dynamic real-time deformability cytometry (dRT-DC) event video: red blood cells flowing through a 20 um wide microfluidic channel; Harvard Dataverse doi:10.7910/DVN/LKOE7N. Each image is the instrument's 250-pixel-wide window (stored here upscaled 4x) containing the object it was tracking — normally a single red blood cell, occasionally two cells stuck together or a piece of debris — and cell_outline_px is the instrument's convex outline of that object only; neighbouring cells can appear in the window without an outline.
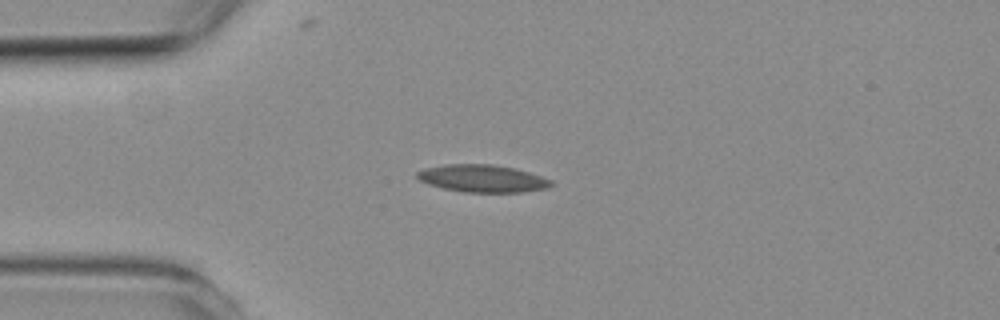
{"species": "common noctule bat (a hibernating species)", "species_latin": "Nyctalus noctula", "temperature_condition": "room temperature", "stored_images_in_passage": 3, "camera_frame_rate_fps": 3000, "um_per_image_px": 0.085, "animal": {"sex": "female", "body_mass_g": 19.3, "forearm_length_mm": 54.1}, "frame": {"image": 1, "passage_image": 1, "time_ms": 0.0, "image_size_px": [1000, 320], "cell_outline_px": [[556, 184], [548, 188], [520, 192], [464, 192], [444, 188], [428, 184], [420, 180], [416, 176], [416, 172], [424, 168], [444, 164], [492, 164], [512, 168], [528, 172], [552, 180]], "centroid_in_image_um": [41.01, 15.17], "position_along_channel_um": 44.0, "area_um2": 21.39}}
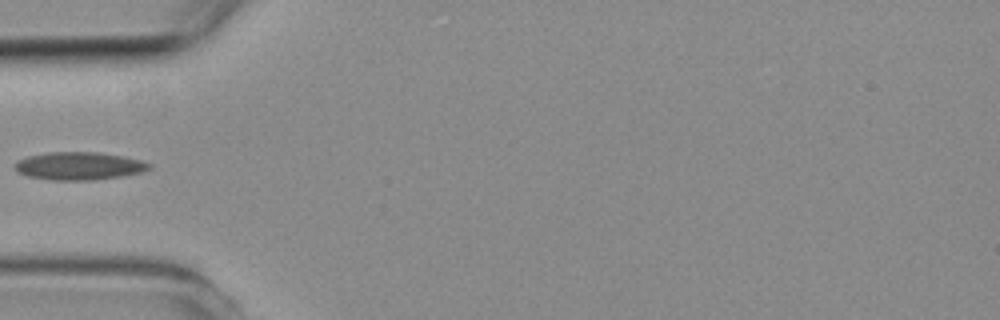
{"frame": {"image": 2, "passage_image": 2, "time_ms": 1.333, "image_size_px": [1000, 320], "cell_outline_px": [[152, 168], [144, 172], [120, 176], [92, 180], [52, 180], [28, 176], [12, 168], [20, 160], [28, 156], [48, 152], [96, 152], [120, 156], [140, 160], [152, 164]], "centroid_in_image_um": [6.74, 14.11], "position_along_channel_um": 78.3, "area_um2": 21.62}}
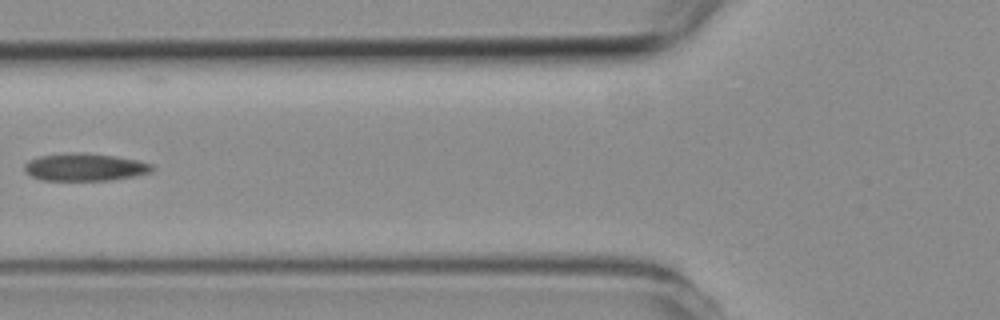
{"frame": {"image": 3, "passage_image": 3, "time_ms": 2.333, "image_size_px": [1000, 320], "cell_outline_px": [[156, 168], [152, 172], [136, 176], [112, 180], [40, 180], [24, 172], [24, 164], [28, 160], [40, 156], [76, 152], [80, 152], [116, 156], [136, 160], [152, 164]], "centroid_in_image_um": [7.23, 14.21], "position_along_channel_um": 118.6, "area_um2": 20.63}}